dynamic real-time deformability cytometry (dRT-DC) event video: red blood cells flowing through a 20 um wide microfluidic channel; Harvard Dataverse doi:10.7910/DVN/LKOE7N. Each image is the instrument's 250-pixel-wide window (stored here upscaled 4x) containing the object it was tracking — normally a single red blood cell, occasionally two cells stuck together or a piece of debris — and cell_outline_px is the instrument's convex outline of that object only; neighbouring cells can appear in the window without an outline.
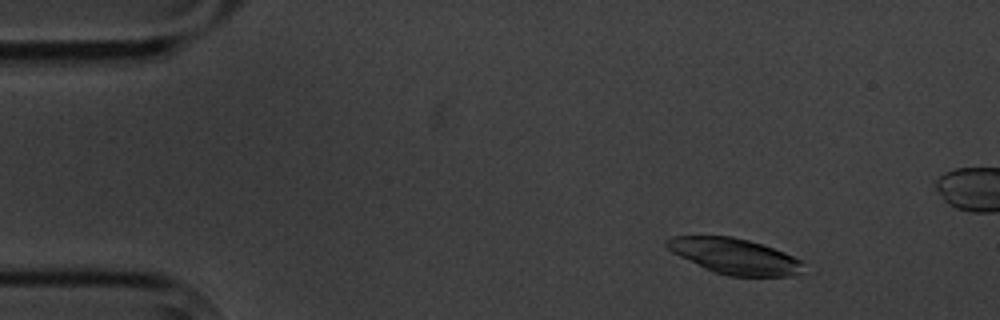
{"species": "common noctule bat (a hibernating species)", "species_latin": "Nyctalus noctula", "temperature_condition": "cold", "stored_images_in_passage": 9, "camera_frame_rate_fps": 3000, "um_per_image_px": 0.085, "animal": {"sex": "male", "body_mass_g": 20.1, "forearm_length_mm": 53.5}, "frame": {"image": 1, "passage_image": 2, "time_ms": 1.0, "image_size_px": [1000, 320], "cell_outline_px": [[804, 260], [800, 272], [788, 276], [728, 276], [704, 268], [672, 252], [664, 244], [664, 240], [672, 236], [732, 236], [764, 244]], "centroid_in_image_um": [62.44, 21.76], "position_along_channel_um": 22.6, "area_um2": 28.32}}